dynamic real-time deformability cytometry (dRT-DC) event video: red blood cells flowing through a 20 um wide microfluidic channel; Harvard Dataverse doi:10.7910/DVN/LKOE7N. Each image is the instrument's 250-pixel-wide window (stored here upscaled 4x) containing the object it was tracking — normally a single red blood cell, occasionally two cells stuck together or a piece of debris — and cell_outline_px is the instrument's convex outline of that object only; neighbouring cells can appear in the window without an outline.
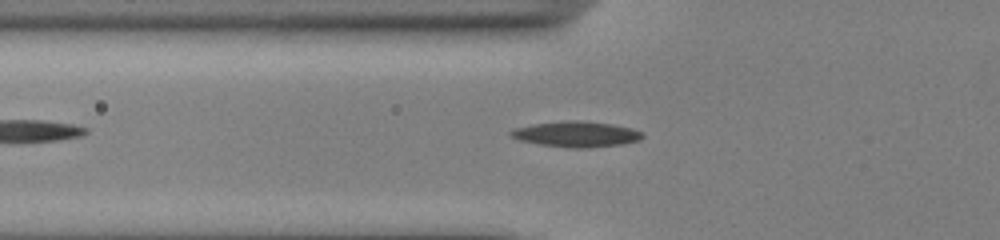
{"species": "common noctule bat (a hibernating species)", "species_latin": "Nyctalus noctula", "temperature_condition": "cold", "stored_images_in_passage": 26, "camera_frame_rate_fps": 3000, "um_per_image_px": 0.085, "animal": {"sex": "male", "body_mass_g": 13.0, "forearm_length_mm": 53.1}, "frame": {"image": 1, "passage_image": 4, "time_ms": 1.0, "image_size_px": [1000, 240], "cell_outline_px": [[644, 136], [640, 140], [624, 144], [588, 148], [572, 148], [540, 144], [520, 140], [512, 136], [508, 132], [516, 128], [532, 124], [568, 120], [576, 120], [612, 124], [632, 128], [644, 132]], "centroid_in_image_um": [49.05, 11.4], "position_along_channel_um": 76.8, "area_um2": 19.65}}
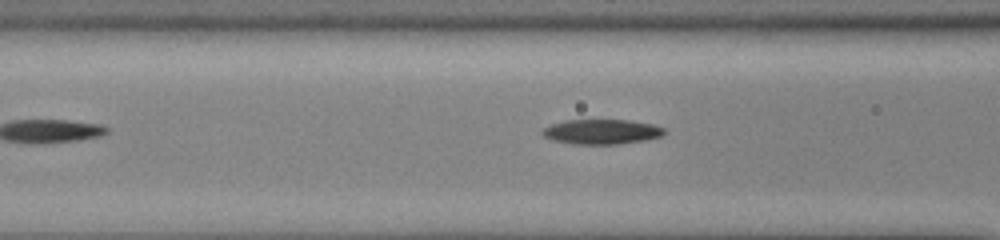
{"frame": {"image": 2, "passage_image": 7, "time_ms": 2.0, "image_size_px": [1000, 240], "cell_outline_px": [[668, 132], [660, 136], [648, 140], [620, 144], [572, 144], [552, 140], [544, 136], [540, 132], [544, 128], [552, 124], [564, 120], [628, 120], [652, 124], [664, 128]], "centroid_in_image_um": [51.15, 11.2], "position_along_channel_um": 115.4, "area_um2": 17.8}}